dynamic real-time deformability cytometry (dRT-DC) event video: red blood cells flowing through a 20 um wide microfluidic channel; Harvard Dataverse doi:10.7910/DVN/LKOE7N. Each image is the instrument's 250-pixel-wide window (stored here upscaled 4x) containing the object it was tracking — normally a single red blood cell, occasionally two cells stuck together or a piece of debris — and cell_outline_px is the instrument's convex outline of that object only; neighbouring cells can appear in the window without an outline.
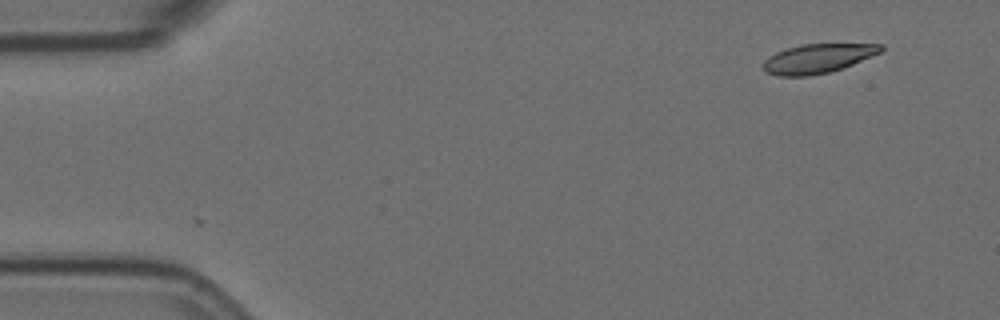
{"species": "Egyptian fruit bat (a non-hibernating species)", "species_latin": "Rousettus aegyptiacus", "temperature_condition": "room temperature", "stored_images_in_passage": 5, "camera_frame_rate_fps": 3000, "um_per_image_px": 0.085, "animal": {"sex": "female"}, "frame": {"image": 1, "passage_image": 2, "time_ms": 0.333, "image_size_px": [1000, 320], "cell_outline_px": [[884, 48], [880, 52], [852, 64], [828, 72], [808, 76], [776, 76], [768, 72], [764, 68], [764, 60], [768, 56], [776, 52], [788, 48], [804, 44], [884, 44]], "centroid_in_image_um": [69.49, 4.97], "position_along_channel_um": 15.5, "area_um2": 19.65}}
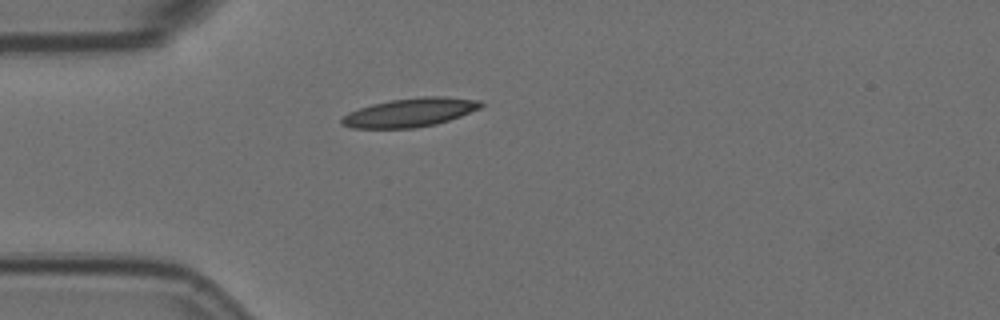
{"frame": {"image": 2, "passage_image": 5, "time_ms": 1.333, "image_size_px": [1000, 320], "cell_outline_px": [[484, 104], [480, 108], [460, 116], [436, 124], [416, 128], [352, 128], [340, 124], [340, 120], [348, 112], [372, 104], [392, 100], [424, 96], [444, 96], [480, 100]], "centroid_in_image_um": [34.85, 9.56], "position_along_channel_um": 50.2, "area_um2": 23.24}}